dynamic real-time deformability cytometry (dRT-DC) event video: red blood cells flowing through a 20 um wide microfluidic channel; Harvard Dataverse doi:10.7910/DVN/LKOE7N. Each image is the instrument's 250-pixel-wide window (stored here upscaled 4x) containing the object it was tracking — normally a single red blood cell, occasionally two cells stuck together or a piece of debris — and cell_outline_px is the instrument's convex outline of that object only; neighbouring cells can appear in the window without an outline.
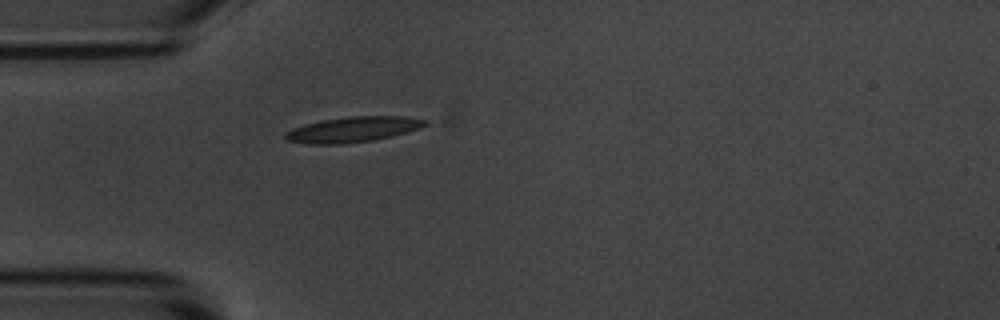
{"species": "common noctule bat (a hibernating species)", "species_latin": "Nyctalus noctula", "temperature_condition": "room temperature", "stored_images_in_passage": 1, "camera_frame_rate_fps": 3000, "um_per_image_px": 0.085, "animal": {"sex": "male", "body_mass_g": 20.1, "forearm_length_mm": 53.5}, "frame": {"image": 1, "passage_image": 1, "time_ms": 0.0, "image_size_px": [1000, 320], "cell_outline_px": [[428, 124], [408, 132], [392, 136], [372, 140], [344, 144], [308, 144], [288, 140], [284, 136], [284, 132], [292, 128], [304, 124], [320, 120], [348, 116], [404, 116], [428, 120]], "centroid_in_image_um": [29.98, 10.99], "position_along_channel_um": 55.0, "area_um2": 20.81}}